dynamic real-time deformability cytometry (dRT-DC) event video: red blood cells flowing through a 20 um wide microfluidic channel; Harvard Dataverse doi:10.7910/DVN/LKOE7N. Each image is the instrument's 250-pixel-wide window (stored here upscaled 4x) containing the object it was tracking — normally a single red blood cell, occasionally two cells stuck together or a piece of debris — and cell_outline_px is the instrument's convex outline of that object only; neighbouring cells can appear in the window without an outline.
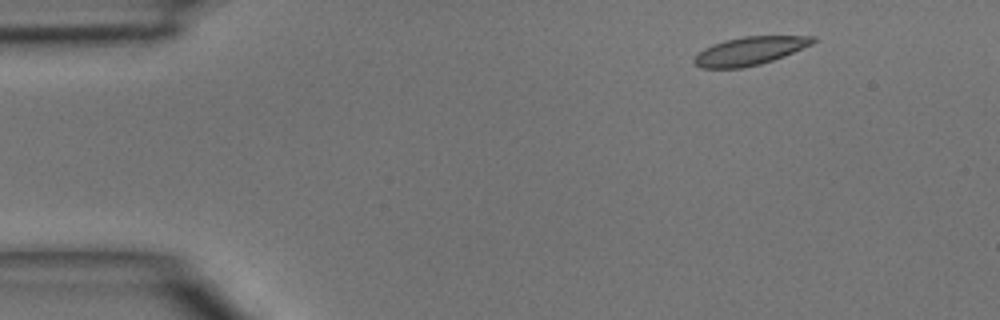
{"species": "common noctule bat (a hibernating species)", "species_latin": "Nyctalus noctula", "temperature_condition": "room temperature", "stored_images_in_passage": 9, "camera_frame_rate_fps": 3000, "um_per_image_px": 0.085, "animal": {"sex": "male", "body_mass_g": 15.6}, "frame": {"image": 1, "passage_image": 1, "time_ms": 0.0, "image_size_px": [1000, 320], "cell_outline_px": [[816, 40], [812, 44], [784, 56], [760, 64], [740, 68], [700, 68], [692, 60], [704, 48], [712, 44], [724, 40], [744, 36], [816, 36]], "centroid_in_image_um": [63.72, 4.32], "position_along_channel_um": 21.3, "area_um2": 19.42}}